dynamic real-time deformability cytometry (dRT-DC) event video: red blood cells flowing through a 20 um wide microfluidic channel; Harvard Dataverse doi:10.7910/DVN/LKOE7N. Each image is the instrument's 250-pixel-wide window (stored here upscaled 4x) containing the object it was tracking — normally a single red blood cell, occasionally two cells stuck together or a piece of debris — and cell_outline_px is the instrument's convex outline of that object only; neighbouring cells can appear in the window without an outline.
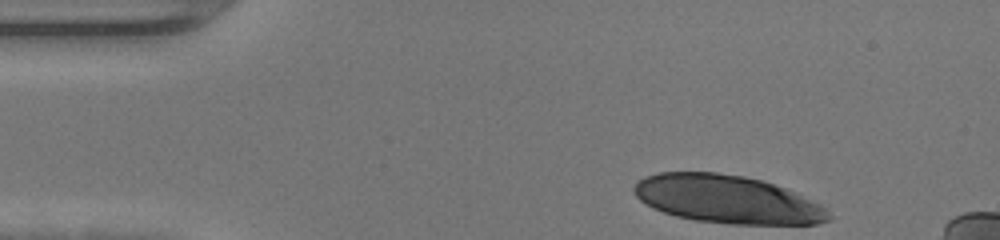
{"species": "human", "species_latin": "Homo sapiens", "temperature_condition": "warm", "stored_images_in_passage": 35, "camera_frame_rate_fps": 3000, "um_per_image_px": 0.085, "donor": {"sex": "female"}, "frame": {"image": 1, "passage_image": 1, "time_ms": 0.0, "image_size_px": [1000, 240], "cell_outline_px": [[832, 216], [828, 220], [816, 224], [728, 224], [696, 220], [676, 216], [652, 208], [640, 200], [636, 196], [632, 188], [644, 176], [660, 172], [716, 172], [744, 176], [760, 180], [788, 188], [820, 204]], "centroid_in_image_um": [61.81, 16.94], "position_along_channel_um": 23.2, "area_um2": 54.51}}
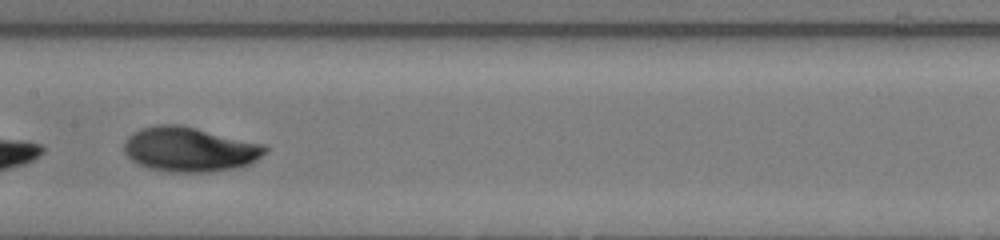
{"frame": {"image": 2, "passage_image": 19, "time_ms": 6.0, "image_size_px": [1000, 240], "cell_outline_px": [[268, 148], [252, 164], [240, 168], [208, 172], [168, 172], [148, 168], [132, 160], [124, 152], [124, 144], [128, 136], [140, 128], [156, 124], [180, 124], [264, 144]], "centroid_in_image_um": [16.12, 12.7], "position_along_channel_um": 191.3, "area_um2": 36.88}}
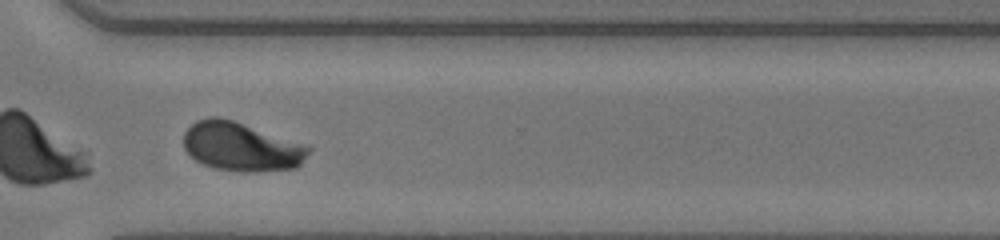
{"frame": {"image": 3, "passage_image": 30, "time_ms": 9.667, "image_size_px": [1000, 240], "cell_outline_px": [[312, 148], [300, 164], [296, 168], [256, 172], [244, 172], [216, 168], [204, 164], [196, 160], [184, 148], [184, 132], [196, 120], [208, 116], [220, 116], [308, 144]], "centroid_in_image_um": [20.54, 12.45], "position_along_channel_um": 350.1, "area_um2": 35.78}, "authors_computed_cell_mechanics": {"area_um2": 36.0672, "velocity_mm_per_s": 4.3148, "shape_relaxation_time_tau1_ms": 3.1131, "shape_relaxation_time_tau2_ms": 1.2841, "deformation_change_tau1": 0.1731, "deformation_change_tau2": 0.0342}}